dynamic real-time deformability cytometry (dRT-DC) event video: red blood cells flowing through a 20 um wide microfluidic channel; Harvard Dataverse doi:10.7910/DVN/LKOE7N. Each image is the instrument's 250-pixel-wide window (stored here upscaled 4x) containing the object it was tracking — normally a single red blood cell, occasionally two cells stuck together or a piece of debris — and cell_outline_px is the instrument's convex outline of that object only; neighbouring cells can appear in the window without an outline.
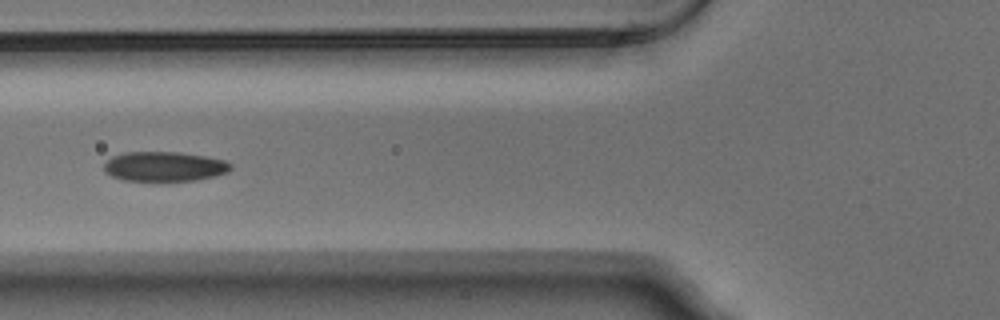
{"species": "Egyptian fruit bat (a non-hibernating species)", "species_latin": "Rousettus aegyptiacus", "temperature_condition": "warm", "stored_images_in_passage": 23, "camera_frame_rate_fps": 3000, "um_per_image_px": 0.085, "animal": {"sex": "male"}, "frame": {"image": 1, "passage_image": 20, "time_ms": 6.333, "image_size_px": [1000, 320], "cell_outline_px": [[232, 168], [228, 172], [216, 176], [196, 180], [124, 180], [112, 176], [104, 172], [104, 164], [112, 156], [124, 152], [180, 152], [204, 156], [224, 160], [232, 164]], "centroid_in_image_um": [13.98, 14.14], "position_along_channel_um": 111.8, "area_um2": 21.85}}